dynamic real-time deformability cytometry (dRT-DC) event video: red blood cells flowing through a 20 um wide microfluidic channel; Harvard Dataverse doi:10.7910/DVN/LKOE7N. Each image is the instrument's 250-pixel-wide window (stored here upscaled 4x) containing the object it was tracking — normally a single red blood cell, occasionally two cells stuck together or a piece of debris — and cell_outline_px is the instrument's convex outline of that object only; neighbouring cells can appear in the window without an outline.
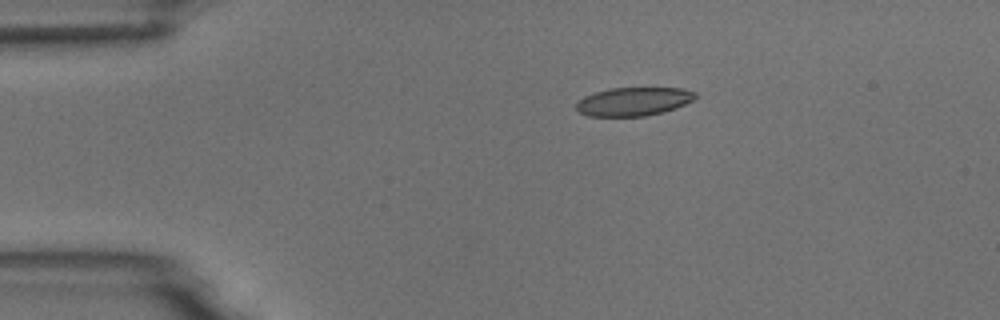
{"species": "common noctule bat (a hibernating species)", "species_latin": "Nyctalus noctula", "temperature_condition": "room temperature", "stored_images_in_passage": 8, "camera_frame_rate_fps": 3000, "um_per_image_px": 0.085, "animal": {"sex": "male", "body_mass_g": 18.8}, "frame": {"image": 1, "passage_image": 3, "time_ms": 3.0, "image_size_px": [1000, 320], "cell_outline_px": [[696, 96], [692, 100], [676, 108], [664, 112], [644, 116], [588, 116], [580, 112], [576, 108], [576, 104], [584, 96], [608, 88], [684, 88], [696, 92]], "centroid_in_image_um": [53.86, 8.62], "position_along_channel_um": 31.1, "area_um2": 19.71}}
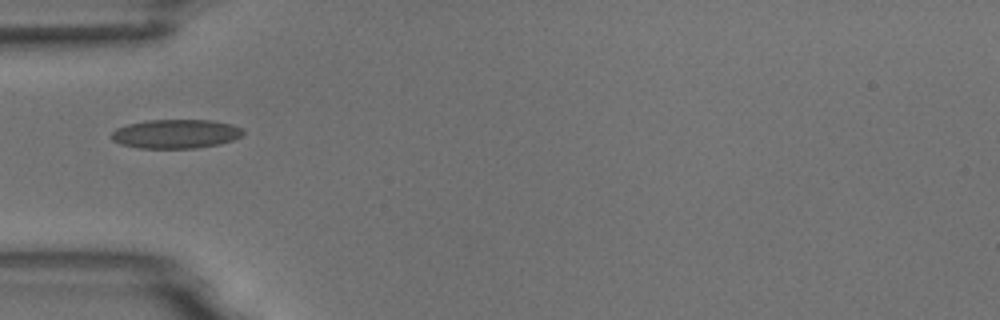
{"frame": {"image": 2, "passage_image": 5, "time_ms": 5.333, "image_size_px": [1000, 320], "cell_outline_px": [[244, 132], [240, 136], [232, 140], [220, 144], [196, 148], [140, 148], [120, 144], [112, 140], [112, 132], [116, 128], [128, 124], [148, 120], [212, 120], [232, 124], [244, 128]], "centroid_in_image_um": [14.96, 11.37], "position_along_channel_um": 70.0, "area_um2": 22.31}}